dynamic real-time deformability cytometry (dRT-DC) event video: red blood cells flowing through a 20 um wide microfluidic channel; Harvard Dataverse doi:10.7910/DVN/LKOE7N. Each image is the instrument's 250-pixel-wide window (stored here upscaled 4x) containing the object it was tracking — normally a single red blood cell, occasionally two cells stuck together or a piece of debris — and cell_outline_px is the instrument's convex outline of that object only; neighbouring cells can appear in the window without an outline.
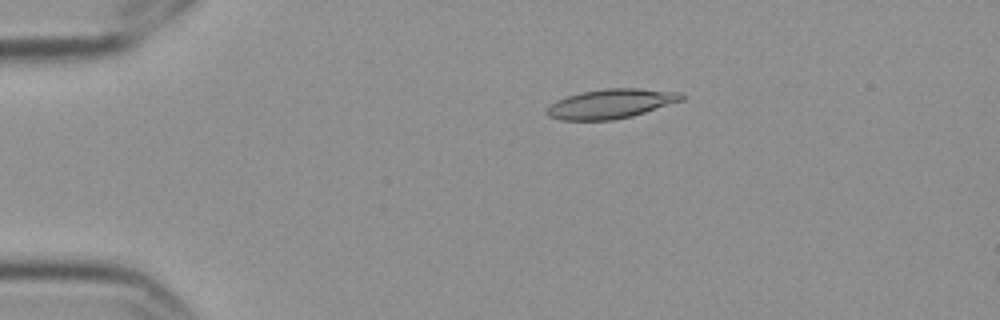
{"species": "Egyptian fruit bat (a non-hibernating species)", "species_latin": "Rousettus aegyptiacus", "temperature_condition": "cold", "stored_images_in_passage": 6, "camera_frame_rate_fps": 3000, "um_per_image_px": 0.085, "frame": {"image": 1, "passage_image": 4, "time_ms": 1.0, "image_size_px": [1000, 320], "cell_outline_px": [[688, 96], [684, 100], [632, 116], [612, 120], [560, 120], [548, 116], [544, 112], [556, 100], [580, 92], [604, 88], [636, 88], [684, 92]], "centroid_in_image_um": [51.98, 8.81], "position_along_channel_um": 33.0, "area_um2": 23.35}}